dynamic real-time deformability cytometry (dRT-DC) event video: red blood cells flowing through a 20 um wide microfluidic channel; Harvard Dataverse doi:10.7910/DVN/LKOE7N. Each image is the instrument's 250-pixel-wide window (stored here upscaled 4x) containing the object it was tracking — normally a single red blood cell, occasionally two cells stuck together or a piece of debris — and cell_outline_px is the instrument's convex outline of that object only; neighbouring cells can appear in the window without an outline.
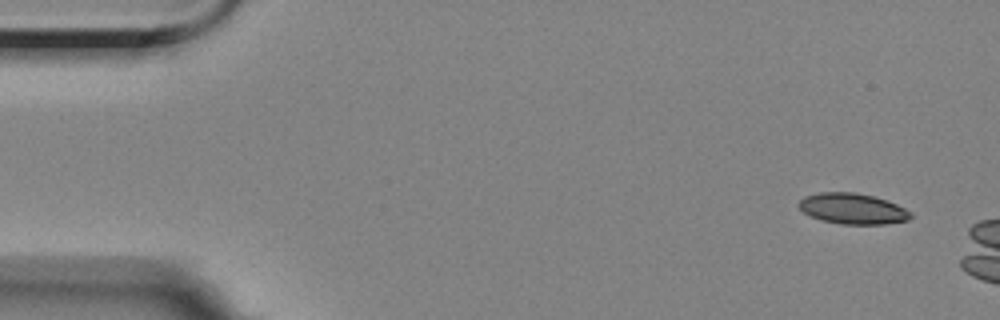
{"species": "Egyptian fruit bat (a non-hibernating species)", "species_latin": "Rousettus aegyptiacus", "temperature_condition": "room temperature", "stored_images_in_passage": 6, "camera_frame_rate_fps": 3000, "um_per_image_px": 0.085, "animal": {"sex": "female"}, "frame": {"image": 1, "passage_image": 1, "time_ms": 0.0, "image_size_px": [1000, 320], "cell_outline_px": [[912, 216], [908, 220], [884, 224], [840, 224], [820, 220], [804, 212], [796, 204], [804, 196], [820, 192], [856, 192], [872, 196], [896, 204], [912, 212]], "centroid_in_image_um": [72.45, 17.74], "position_along_channel_um": 12.5, "area_um2": 20.0}}